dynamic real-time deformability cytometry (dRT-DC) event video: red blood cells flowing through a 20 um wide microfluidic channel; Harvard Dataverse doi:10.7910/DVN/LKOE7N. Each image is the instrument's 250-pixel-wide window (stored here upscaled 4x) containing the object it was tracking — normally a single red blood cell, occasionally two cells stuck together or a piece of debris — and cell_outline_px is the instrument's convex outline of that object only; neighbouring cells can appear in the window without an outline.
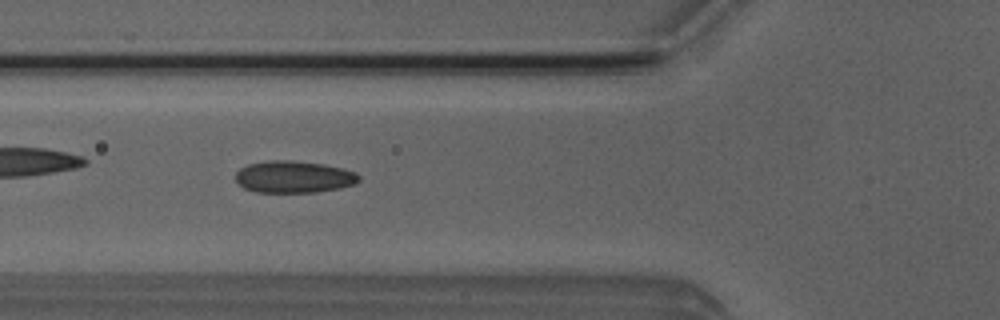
{"species": "Egyptian fruit bat (a non-hibernating species)", "species_latin": "Rousettus aegyptiacus", "temperature_condition": "room temperature", "stored_images_in_passage": 9, "segment_of_instrument_passage": [1, 2], "camera_frame_rate_fps": 3000, "um_per_image_px": 0.085, "animal": {"sex": "male"}, "frame": {"image": 1, "passage_image": 6, "time_ms": 5.667, "image_size_px": [1000, 320], "cell_outline_px": [[360, 180], [356, 184], [340, 188], [316, 192], [256, 192], [244, 188], [236, 180], [236, 172], [240, 168], [248, 164], [268, 160], [292, 160], [324, 164], [356, 172], [360, 176]], "centroid_in_image_um": [24.98, 15.03], "position_along_channel_um": 100.8, "area_um2": 23.06}}
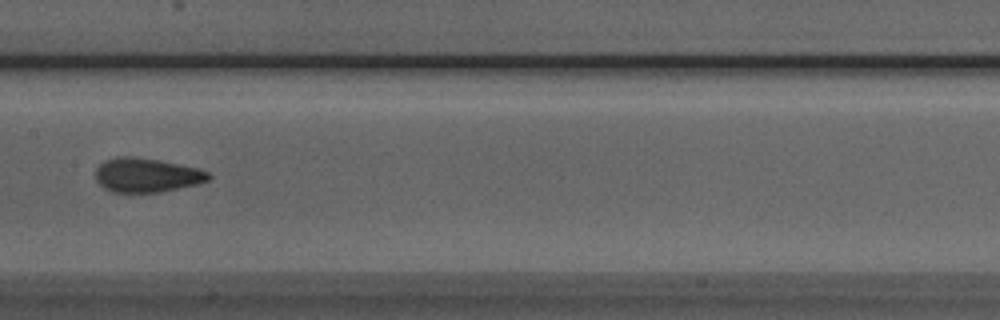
{"frame": {"image": 2, "passage_image": 8, "time_ms": 8.0, "image_size_px": [1000, 320], "cell_outline_px": [[212, 176], [208, 180], [196, 184], [160, 192], [112, 192], [104, 188], [96, 180], [96, 168], [104, 160], [116, 156], [132, 156], [160, 160], [196, 168], [208, 172]], "centroid_in_image_um": [12.43, 14.88], "position_along_channel_um": 195.0, "area_um2": 22.43}}